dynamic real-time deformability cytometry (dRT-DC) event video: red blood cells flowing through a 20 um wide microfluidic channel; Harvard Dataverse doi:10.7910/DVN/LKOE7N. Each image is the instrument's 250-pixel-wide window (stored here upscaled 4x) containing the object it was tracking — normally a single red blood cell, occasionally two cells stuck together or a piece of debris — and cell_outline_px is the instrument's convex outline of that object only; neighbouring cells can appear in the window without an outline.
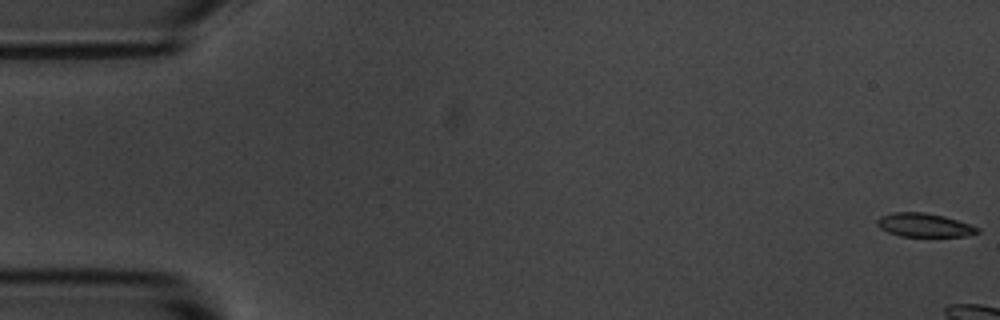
{"species": "common noctule bat (a hibernating species)", "species_latin": "Nyctalus noctula", "temperature_condition": "room temperature", "stored_images_in_passage": 10, "camera_frame_rate_fps": 3000, "um_per_image_px": 0.085, "animal": {"sex": "male", "body_mass_g": 20.1, "forearm_length_mm": 53.5}, "frame": {"image": 1, "passage_image": 1, "time_ms": 0.0, "image_size_px": [1000, 320], "cell_outline_px": [[980, 232], [968, 236], [900, 236], [888, 232], [880, 228], [876, 224], [876, 220], [880, 216], [892, 212], [924, 212], [944, 216], [980, 228]], "centroid_in_image_um": [78.53, 19.13], "position_along_channel_um": 6.5, "area_um2": 13.81}}